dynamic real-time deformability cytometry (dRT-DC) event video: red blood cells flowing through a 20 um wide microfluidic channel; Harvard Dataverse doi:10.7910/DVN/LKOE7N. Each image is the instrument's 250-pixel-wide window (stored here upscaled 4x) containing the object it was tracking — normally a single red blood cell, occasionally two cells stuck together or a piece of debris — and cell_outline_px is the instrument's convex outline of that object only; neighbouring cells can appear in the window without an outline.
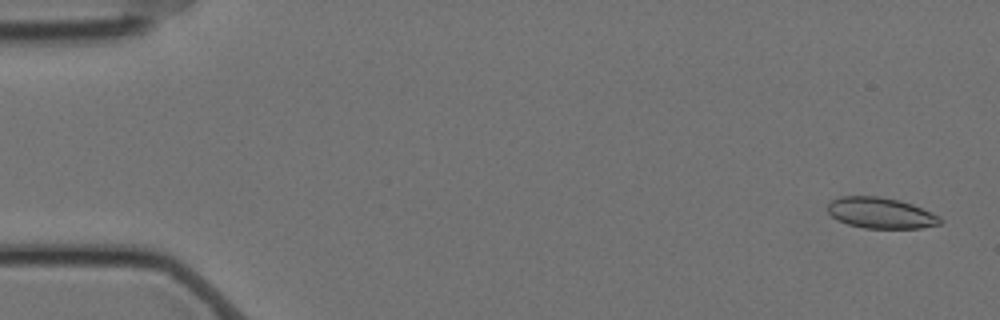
{"species": "Egyptian fruit bat (a non-hibernating species)", "species_latin": "Rousettus aegyptiacus", "temperature_condition": "cold", "stored_images_in_passage": 18, "camera_frame_rate_fps": 3000, "um_per_image_px": 0.085, "animal": {"sex": "female"}, "frame": {"image": 1, "passage_image": 2, "time_ms": 0.333, "image_size_px": [1000, 320], "cell_outline_px": [[944, 220], [940, 224], [920, 228], [864, 228], [848, 224], [832, 216], [828, 212], [828, 204], [832, 200], [840, 196], [880, 196], [900, 200], [912, 204], [940, 216]], "centroid_in_image_um": [74.88, 18.1], "position_along_channel_um": 10.1, "area_um2": 20.23}}
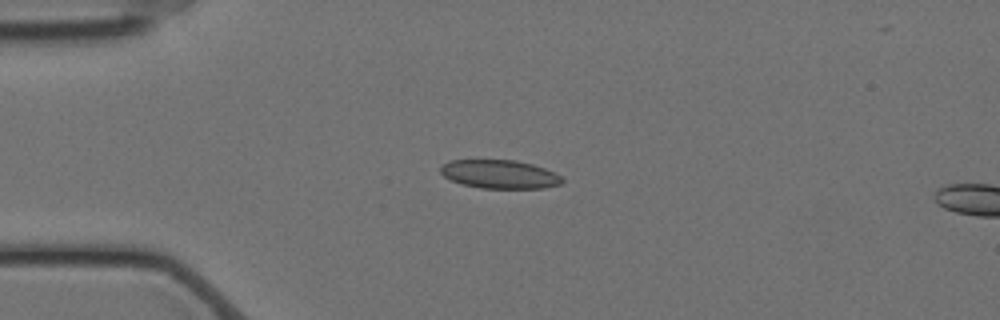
{"frame": {"image": 2, "passage_image": 14, "time_ms": 4.333, "image_size_px": [1000, 320], "cell_outline_px": [[564, 180], [560, 184], [544, 188], [480, 188], [460, 184], [444, 176], [440, 172], [440, 168], [448, 160], [516, 160], [532, 164], [544, 168], [560, 176]], "centroid_in_image_um": [42.44, 14.81], "position_along_channel_um": 42.6, "area_um2": 20.17}}